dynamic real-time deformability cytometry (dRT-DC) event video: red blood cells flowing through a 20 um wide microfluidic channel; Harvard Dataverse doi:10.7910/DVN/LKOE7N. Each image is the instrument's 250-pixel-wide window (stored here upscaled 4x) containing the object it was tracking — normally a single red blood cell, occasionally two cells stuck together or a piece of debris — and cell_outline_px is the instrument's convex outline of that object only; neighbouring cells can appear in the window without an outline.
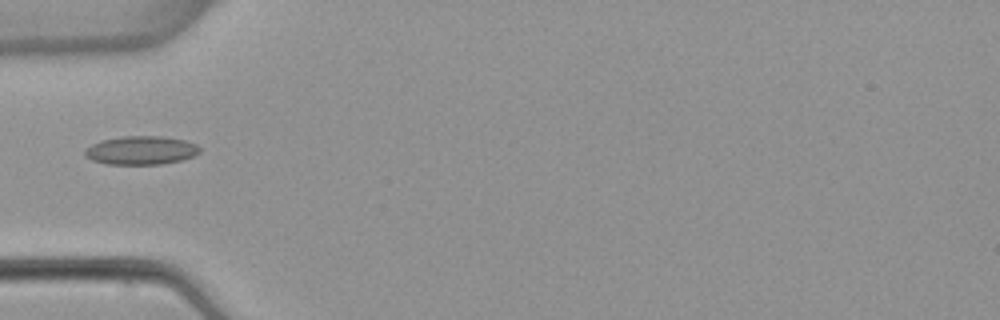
{"species": "common noctule bat (a hibernating species)", "species_latin": "Nyctalus noctula", "temperature_condition": "warm", "stored_images_in_passage": 2, "camera_frame_rate_fps": 3000, "um_per_image_px": 0.085, "animal": {"sex": "female", "body_mass_g": 22.7, "forearm_length_mm": 54.2}, "frame": {"image": 1, "passage_image": 2, "time_ms": 1.333, "image_size_px": [1000, 320], "cell_outline_px": [[200, 152], [192, 156], [180, 160], [160, 164], [108, 164], [92, 160], [84, 156], [84, 148], [100, 140], [120, 136], [160, 136], [184, 140], [196, 144], [200, 148]], "centroid_in_image_um": [11.94, 12.77], "position_along_channel_um": 73.1, "area_um2": 19.13}}